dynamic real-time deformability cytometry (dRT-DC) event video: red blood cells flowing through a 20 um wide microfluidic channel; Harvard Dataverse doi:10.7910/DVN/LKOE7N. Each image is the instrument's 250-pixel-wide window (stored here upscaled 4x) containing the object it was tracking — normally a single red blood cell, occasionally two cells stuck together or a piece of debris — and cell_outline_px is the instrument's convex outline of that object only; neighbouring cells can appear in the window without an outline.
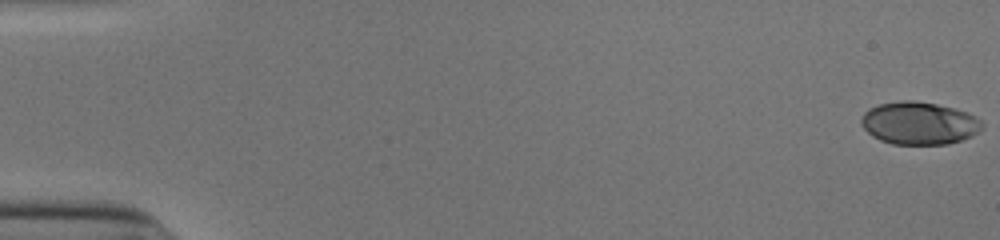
{"species": "human", "species_latin": "Homo sapiens", "temperature_condition": "cold", "stored_images_in_passage": 53, "camera_frame_rate_fps": 3000, "um_per_image_px": 0.085, "donor": {"sex": "male"}, "frame": {"image": 1, "passage_image": 1, "time_ms": 0.0, "image_size_px": [1000, 240], "cell_outline_px": [[984, 128], [980, 132], [964, 140], [948, 144], [892, 144], [880, 140], [872, 136], [860, 124], [860, 120], [864, 112], [868, 108], [880, 104], [900, 100], [912, 100], [936, 104], [956, 108], [968, 112], [976, 116], [984, 124]], "centroid_in_image_um": [78.16, 10.47], "position_along_channel_um": 6.8, "area_um2": 30.52}}
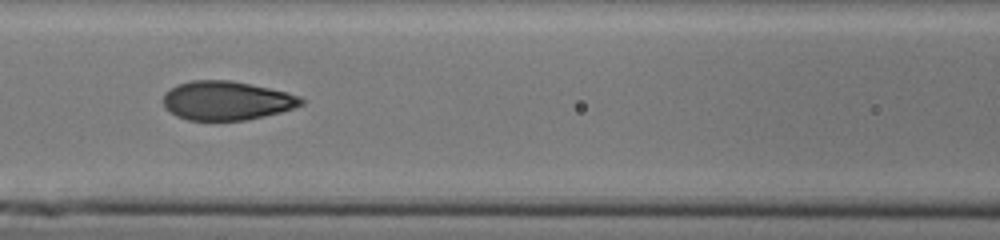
{"frame": {"image": 2, "passage_image": 25, "time_ms": 8.0, "image_size_px": [1000, 240], "cell_outline_px": [[304, 104], [280, 112], [248, 120], [188, 120], [176, 116], [164, 108], [164, 92], [176, 84], [192, 80], [228, 80], [268, 88], [300, 96], [304, 100]], "centroid_in_image_um": [19.22, 8.56], "position_along_channel_um": 147.4, "area_um2": 31.21}}
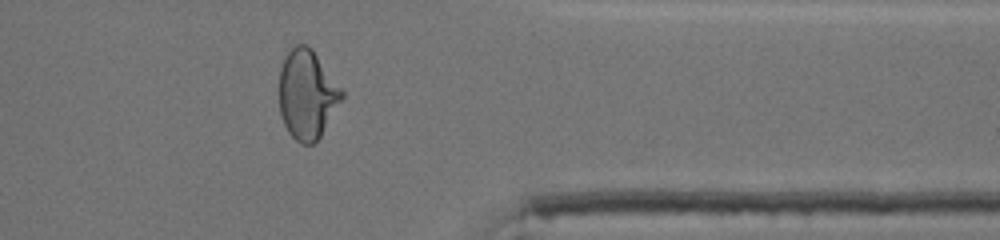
{"frame": {"image": 3, "passage_image": 44, "time_ms": 14.333, "image_size_px": [1000, 240], "cell_outline_px": [[344, 96], [320, 136], [312, 144], [300, 144], [288, 132], [284, 124], [280, 112], [276, 88], [280, 68], [288, 52], [296, 44], [308, 44], [312, 48], [344, 92]], "centroid_in_image_um": [26.05, 8.01], "position_along_channel_um": 385.3, "area_um2": 32.83}, "authors_computed_cell_mechanics": {"area_um2": 30.9808, "velocity_mm_per_s": 3.9241, "shape_relaxation_time_tau1_ms": 6.3754, "shape_relaxation_time_tau2_ms": null, "deformation_change_tau1": 0.2231, "deformation_change_tau2": null}}